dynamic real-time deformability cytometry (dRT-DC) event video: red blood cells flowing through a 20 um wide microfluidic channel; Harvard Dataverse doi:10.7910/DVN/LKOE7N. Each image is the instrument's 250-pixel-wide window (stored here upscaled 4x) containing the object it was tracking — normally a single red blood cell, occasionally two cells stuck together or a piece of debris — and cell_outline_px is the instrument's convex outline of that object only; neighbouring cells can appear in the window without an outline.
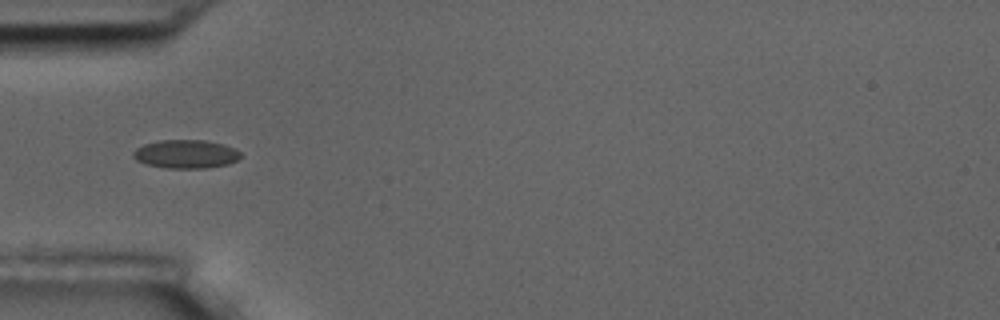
{"species": "common noctule bat (a hibernating species)", "species_latin": "Nyctalus noctula", "temperature_condition": "room temperature", "stored_images_in_passage": 6, "camera_frame_rate_fps": 3000, "um_per_image_px": 0.085, "animal": {"sex": "male", "body_mass_g": 17.5, "forearm_length_mm": 52.3}, "frame": {"image": 1, "passage_image": 1, "time_ms": 0.0, "image_size_px": [1000, 320], "cell_outline_px": [[240, 156], [236, 160], [228, 164], [204, 168], [164, 168], [144, 164], [136, 160], [132, 156], [132, 152], [136, 148], [144, 144], [160, 140], [204, 140], [224, 144], [240, 152]], "centroid_in_image_um": [15.74, 13.1], "position_along_channel_um": 69.3, "area_um2": 17.86}}
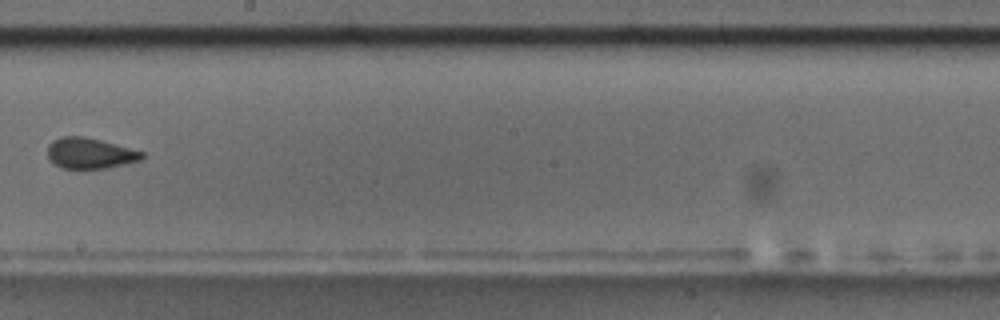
{"frame": {"image": 2, "passage_image": 5, "time_ms": 4.667, "image_size_px": [1000, 320], "cell_outline_px": [[144, 156], [140, 160], [104, 168], [60, 168], [48, 156], [48, 144], [52, 140], [60, 136], [84, 136], [100, 140], [144, 152]], "centroid_in_image_um": [7.61, 13.01], "position_along_channel_um": 240.6, "area_um2": 16.65}}
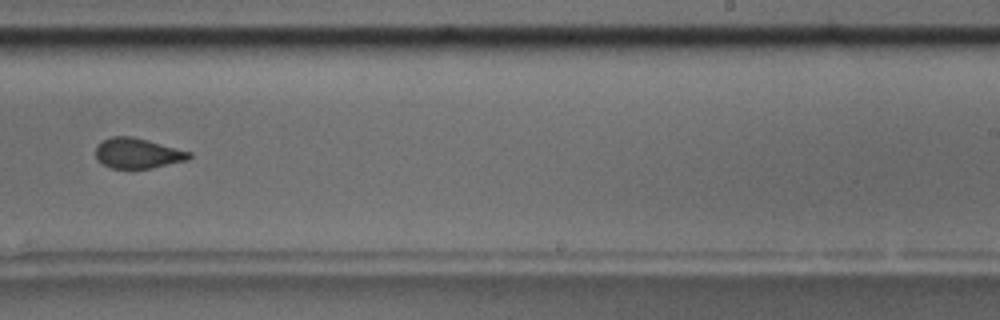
{"frame": {"image": 3, "passage_image": 6, "time_ms": 5.667, "image_size_px": [1000, 320], "cell_outline_px": [[192, 156], [188, 160], [152, 168], [112, 168], [96, 160], [96, 148], [104, 140], [112, 136], [132, 136], [192, 152]], "centroid_in_image_um": [11.73, 13.03], "position_along_channel_um": 277.3, "area_um2": 16.36}}